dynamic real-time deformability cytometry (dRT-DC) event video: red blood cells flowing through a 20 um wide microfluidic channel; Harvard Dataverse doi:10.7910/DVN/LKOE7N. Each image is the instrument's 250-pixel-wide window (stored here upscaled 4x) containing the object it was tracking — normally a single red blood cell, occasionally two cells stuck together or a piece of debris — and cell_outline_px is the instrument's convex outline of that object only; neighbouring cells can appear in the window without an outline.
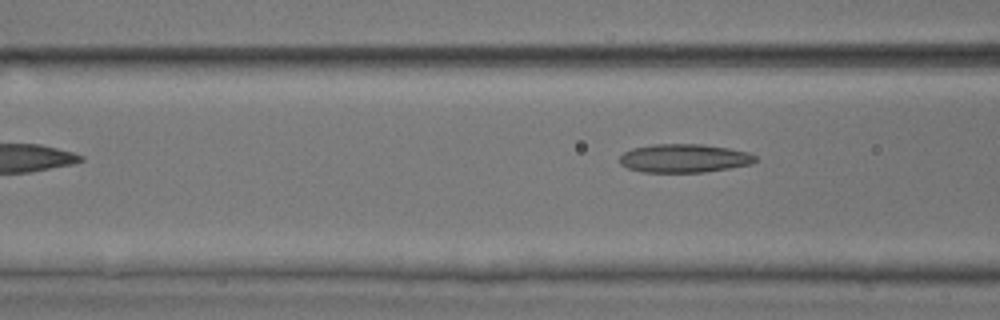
{"species": "common noctule bat (a hibernating species)", "species_latin": "Nyctalus noctula", "temperature_condition": "room temperature", "stored_images_in_passage": 5, "camera_frame_rate_fps": 3000, "um_per_image_px": 0.085, "animal": {"sex": "male", "body_mass_g": 17.9, "forearm_length_mm": 54.2}, "frame": {"image": 1, "passage_image": 5, "time_ms": 5.667, "image_size_px": [1000, 320], "cell_outline_px": [[756, 160], [752, 164], [704, 172], [640, 172], [628, 168], [620, 164], [620, 156], [624, 152], [632, 148], [652, 144], [704, 144], [728, 148], [748, 152], [756, 156]], "centroid_in_image_um": [58.13, 13.45], "position_along_channel_um": 108.5, "area_um2": 22.6}}